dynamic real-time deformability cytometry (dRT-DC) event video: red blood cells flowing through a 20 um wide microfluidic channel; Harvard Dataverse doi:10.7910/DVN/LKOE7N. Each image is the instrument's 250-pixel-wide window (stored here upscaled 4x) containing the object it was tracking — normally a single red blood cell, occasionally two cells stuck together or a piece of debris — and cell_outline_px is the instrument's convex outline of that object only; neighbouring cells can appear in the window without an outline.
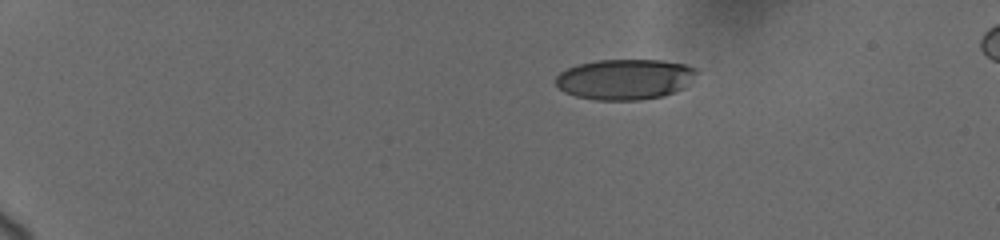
{"species": "human", "species_latin": "Homo sapiens", "temperature_condition": "cold", "stored_images_in_passage": 11, "camera_frame_rate_fps": 3000, "um_per_image_px": 0.085, "donor": {"sex": "female"}, "frame": {"image": 1, "passage_image": 1, "time_ms": 0.0, "image_size_px": [1000, 240], "cell_outline_px": [[696, 72], [684, 88], [664, 96], [640, 100], [596, 100], [576, 96], [564, 92], [556, 84], [556, 76], [560, 72], [568, 68], [580, 64], [596, 60], [660, 60], [684, 64], [696, 68]], "centroid_in_image_um": [53.1, 6.74], "position_along_channel_um": 31.9, "area_um2": 33.12}}
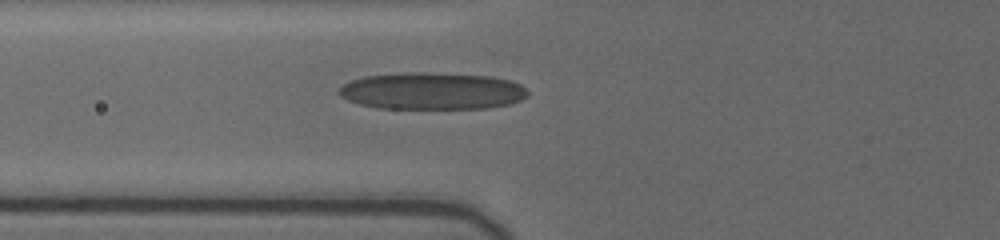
{"frame": {"image": 2, "passage_image": 7, "time_ms": 4.333, "image_size_px": [1000, 240], "cell_outline_px": [[528, 96], [520, 100], [508, 104], [488, 108], [376, 108], [360, 104], [348, 100], [340, 96], [336, 92], [344, 84], [352, 80], [364, 76], [412, 72], [420, 72], [488, 76], [508, 80], [520, 84], [528, 92]], "centroid_in_image_um": [36.7, 7.74], "position_along_channel_um": 89.1, "area_um2": 40.46}}
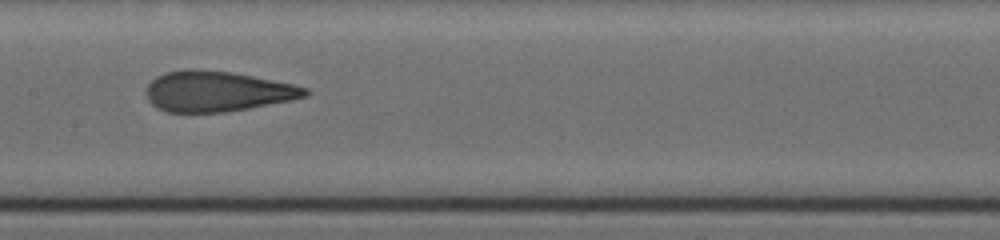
{"frame": {"image": 3, "passage_image": 10, "time_ms": 7.0, "image_size_px": [1000, 240], "cell_outline_px": [[312, 92], [308, 96], [292, 100], [248, 108], [224, 112], [168, 112], [156, 108], [148, 100], [144, 92], [144, 88], [156, 76], [164, 72], [184, 68], [196, 68], [232, 72], [292, 84], [308, 88]], "centroid_in_image_um": [18.41, 7.75], "position_along_channel_um": 189.0, "area_um2": 37.86}}